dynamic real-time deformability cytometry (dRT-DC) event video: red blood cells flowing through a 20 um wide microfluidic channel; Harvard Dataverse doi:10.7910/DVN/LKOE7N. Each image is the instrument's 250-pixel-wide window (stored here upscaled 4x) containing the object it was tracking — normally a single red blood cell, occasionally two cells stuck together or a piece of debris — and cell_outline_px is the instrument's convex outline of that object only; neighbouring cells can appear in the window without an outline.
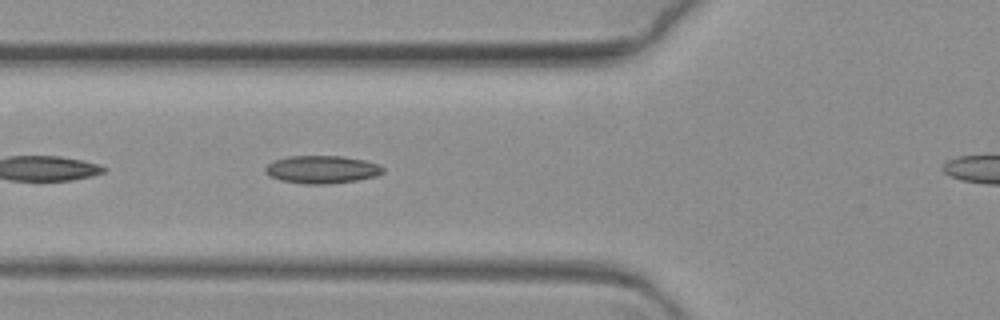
{"species": "common noctule bat (a hibernating species)", "species_latin": "Nyctalus noctula", "temperature_condition": "warm", "stored_images_in_passage": 39, "camera_frame_rate_fps": 3000, "um_per_image_px": 0.085, "animal": {"sex": "female", "body_mass_g": 19.3, "forearm_length_mm": 54.1}, "frame": {"image": 1, "passage_image": 6, "time_ms": 1.667, "image_size_px": [1000, 320], "cell_outline_px": [[384, 172], [376, 176], [356, 180], [328, 184], [304, 184], [280, 180], [264, 172], [264, 168], [268, 164], [276, 160], [288, 156], [340, 156], [364, 160], [380, 164], [384, 168]], "centroid_in_image_um": [27.38, 14.41], "position_along_channel_um": 98.4, "area_um2": 19.02}}
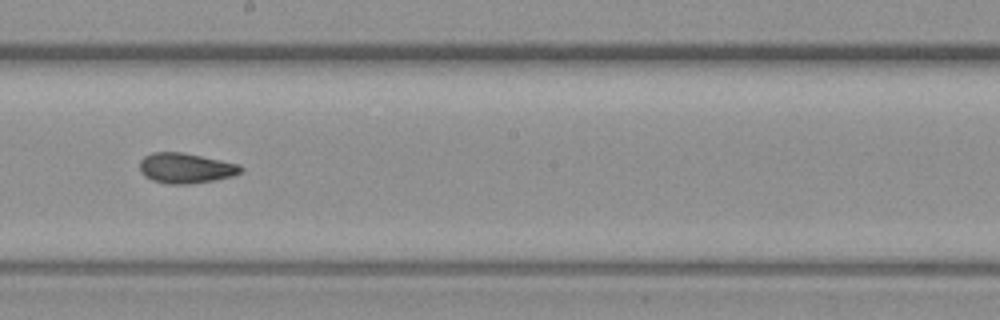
{"frame": {"image": 2, "passage_image": 19, "time_ms": 6.0, "image_size_px": [1000, 320], "cell_outline_px": [[244, 168], [240, 172], [232, 176], [212, 180], [188, 184], [168, 184], [152, 180], [144, 176], [140, 172], [140, 160], [144, 156], [152, 152], [184, 152], [240, 164]], "centroid_in_image_um": [15.77, 14.28], "position_along_channel_um": 232.4, "area_um2": 17.86}}
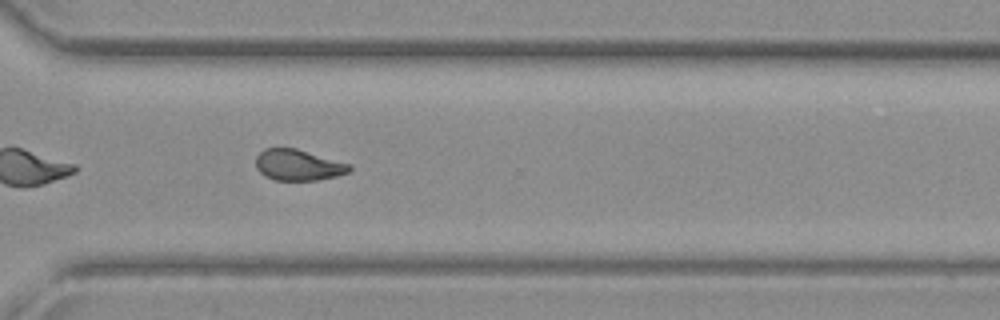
{"frame": {"image": 3, "passage_image": 30, "time_ms": 9.667, "image_size_px": [1000, 320], "cell_outline_px": [[352, 168], [348, 172], [336, 176], [316, 180], [272, 180], [264, 176], [256, 168], [256, 156], [264, 148], [296, 148], [352, 164]], "centroid_in_image_um": [25.34, 14.02], "position_along_channel_um": 345.3, "area_um2": 17.05}}